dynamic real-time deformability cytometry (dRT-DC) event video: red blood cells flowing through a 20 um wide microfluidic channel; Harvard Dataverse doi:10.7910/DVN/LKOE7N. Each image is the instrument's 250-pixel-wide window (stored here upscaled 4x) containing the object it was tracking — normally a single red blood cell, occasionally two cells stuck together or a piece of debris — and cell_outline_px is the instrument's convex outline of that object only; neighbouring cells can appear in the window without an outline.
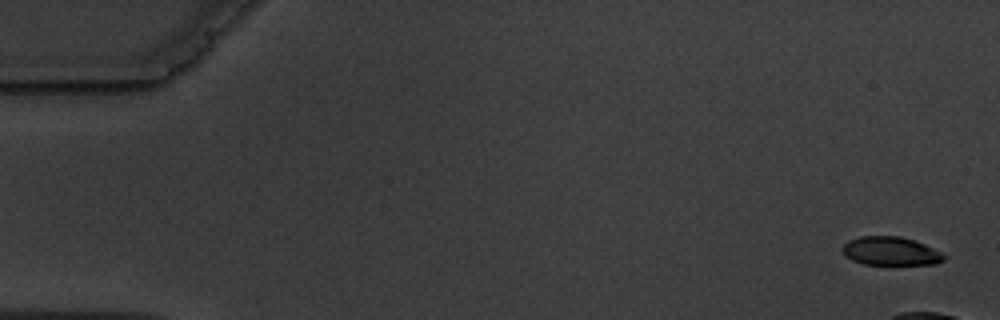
{"species": "common noctule bat (a hibernating species)", "species_latin": "Nyctalus noctula", "temperature_condition": "warm", "stored_images_in_passage": 6, "camera_frame_rate_fps": 3000, "um_per_image_px": 0.085, "animal": {"sex": "male", "body_mass_g": 19.5, "forearm_length_mm": 54.6}, "frame": {"image": 1, "passage_image": 1, "time_ms": 0.0, "image_size_px": [1000, 320], "cell_outline_px": [[948, 256], [944, 260], [936, 264], [864, 264], [852, 260], [844, 256], [840, 248], [848, 240], [860, 236], [900, 236], [924, 244]], "centroid_in_image_um": [75.67, 21.34], "position_along_channel_um": 9.3, "area_um2": 16.94}}